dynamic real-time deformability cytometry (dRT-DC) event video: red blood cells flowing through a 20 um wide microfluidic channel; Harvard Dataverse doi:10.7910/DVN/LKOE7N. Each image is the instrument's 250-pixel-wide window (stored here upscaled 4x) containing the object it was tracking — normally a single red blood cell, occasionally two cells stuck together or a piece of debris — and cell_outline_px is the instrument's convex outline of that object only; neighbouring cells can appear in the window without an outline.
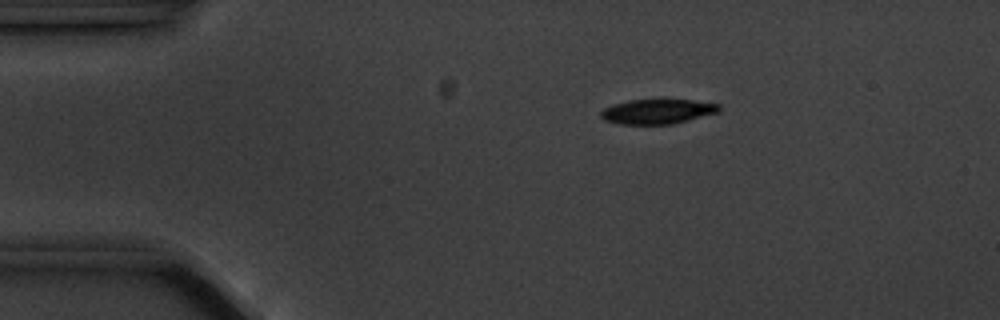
{"species": "common noctule bat (a hibernating species)", "species_latin": "Nyctalus noctula", "temperature_condition": "cold", "stored_images_in_passage": 4, "camera_frame_rate_fps": 3000, "um_per_image_px": 0.085, "animal": {"sex": "male", "body_mass_g": 20.1, "forearm_length_mm": 53.5}, "frame": {"image": 1, "passage_image": 1, "time_ms": 0.0, "image_size_px": [1000, 320], "cell_outline_px": [[720, 112], [672, 124], [620, 124], [604, 120], [600, 116], [600, 112], [604, 108], [612, 104], [628, 100], [664, 96], [720, 104]], "centroid_in_image_um": [55.89, 9.42], "position_along_channel_um": 29.1, "area_um2": 17.98}}